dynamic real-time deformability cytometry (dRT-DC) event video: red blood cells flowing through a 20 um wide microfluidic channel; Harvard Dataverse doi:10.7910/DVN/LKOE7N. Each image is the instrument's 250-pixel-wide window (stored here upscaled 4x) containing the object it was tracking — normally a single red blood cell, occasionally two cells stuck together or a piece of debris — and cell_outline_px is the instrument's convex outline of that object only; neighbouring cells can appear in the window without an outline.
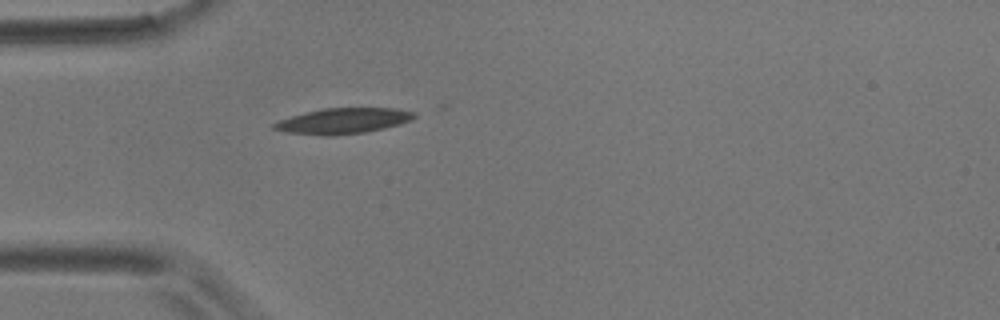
{"species": "common noctule bat (a hibernating species)", "species_latin": "Nyctalus noctula", "temperature_condition": "room temperature", "stored_images_in_passage": 1, "camera_frame_rate_fps": 3000, "um_per_image_px": 0.085, "animal": {"sex": "male", "body_mass_g": 17.9}, "frame": {"image": 1, "passage_image": 1, "time_ms": 0.0, "image_size_px": [1000, 320], "cell_outline_px": [[416, 116], [412, 120], [400, 124], [384, 128], [364, 132], [332, 136], [324, 136], [284, 132], [272, 128], [272, 124], [280, 120], [292, 116], [324, 108], [396, 108], [416, 112]], "centroid_in_image_um": [29.19, 10.28], "position_along_channel_um": 55.8, "area_um2": 20.92}}